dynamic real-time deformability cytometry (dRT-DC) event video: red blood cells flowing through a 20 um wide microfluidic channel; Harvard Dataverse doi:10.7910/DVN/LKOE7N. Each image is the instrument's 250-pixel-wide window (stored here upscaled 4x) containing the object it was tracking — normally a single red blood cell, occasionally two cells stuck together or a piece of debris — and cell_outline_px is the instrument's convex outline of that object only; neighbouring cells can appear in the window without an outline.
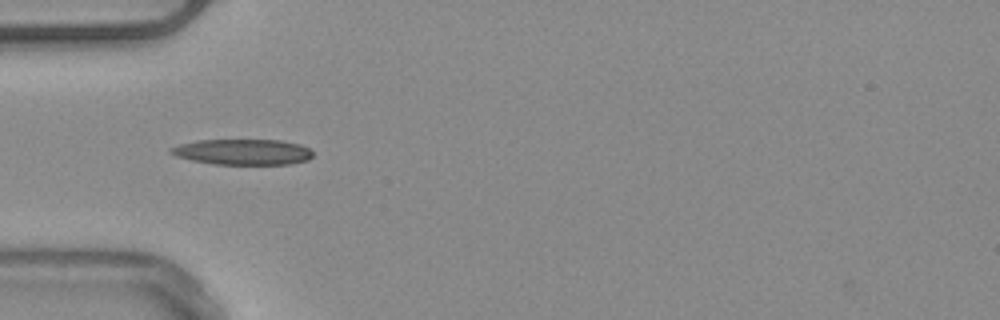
{"species": "common noctule bat (a hibernating species)", "species_latin": "Nyctalus noctula", "temperature_condition": "warm", "stored_images_in_passage": 37, "camera_frame_rate_fps": 3000, "um_per_image_px": 0.085, "animal": {"sex": "male", "body_mass_g": 20.4}, "frame": {"image": 1, "passage_image": 1, "time_ms": 0.0, "image_size_px": [1000, 320], "cell_outline_px": [[312, 156], [308, 160], [288, 164], [212, 164], [192, 160], [176, 156], [168, 152], [168, 148], [180, 144], [196, 140], [280, 140], [300, 144], [308, 148], [312, 152]], "centroid_in_image_um": [20.6, 12.91], "position_along_channel_um": 64.4, "area_um2": 21.27}}